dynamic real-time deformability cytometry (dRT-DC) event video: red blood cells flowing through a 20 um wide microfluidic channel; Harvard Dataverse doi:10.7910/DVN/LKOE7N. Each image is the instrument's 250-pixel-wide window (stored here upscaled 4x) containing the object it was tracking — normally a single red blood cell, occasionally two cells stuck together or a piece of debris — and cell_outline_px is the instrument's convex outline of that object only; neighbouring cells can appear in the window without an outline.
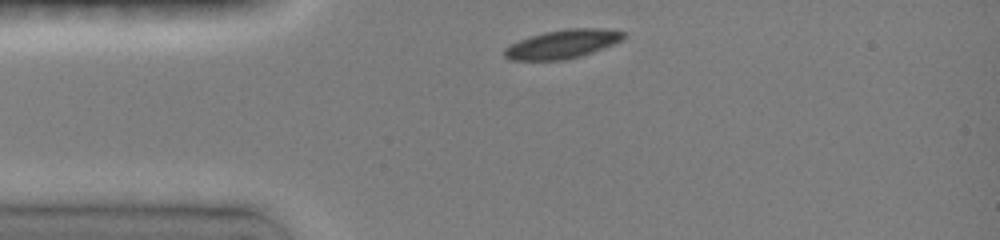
{"species": "common noctule bat (a hibernating species)", "species_latin": "Nyctalus noctula", "temperature_condition": "room temperature", "stored_images_in_passage": 4, "camera_frame_rate_fps": 3000, "um_per_image_px": 0.085, "animal": {"sex": "female", "body_mass_g": 19.0, "forearm_length_mm": 51.5}, "frame": {"image": 1, "passage_image": 1, "time_ms": 0.0, "image_size_px": [1000, 240], "cell_outline_px": [[624, 40], [592, 52], [580, 56], [564, 60], [508, 60], [504, 56], [504, 48], [520, 40], [544, 32], [568, 28], [600, 28], [624, 32]], "centroid_in_image_um": [47.81, 3.75], "position_along_channel_um": 37.2, "area_um2": 19.77}}
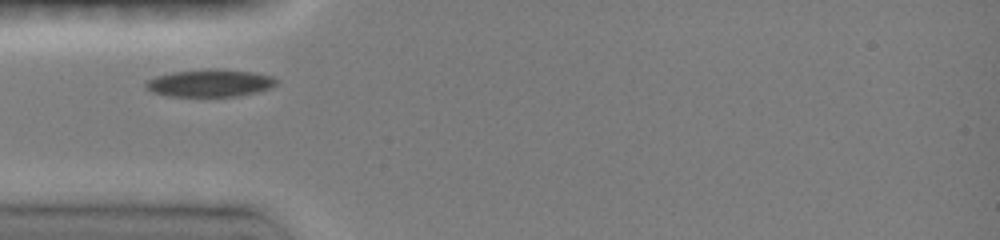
{"frame": {"image": 2, "passage_image": 3, "time_ms": 1.333, "image_size_px": [1000, 240], "cell_outline_px": [[276, 84], [268, 88], [256, 92], [240, 96], [168, 96], [152, 92], [144, 84], [148, 80], [156, 76], [172, 72], [208, 68], [252, 72], [272, 76], [276, 80]], "centroid_in_image_um": [17.82, 7.06], "position_along_channel_um": 67.2, "area_um2": 20.69}}